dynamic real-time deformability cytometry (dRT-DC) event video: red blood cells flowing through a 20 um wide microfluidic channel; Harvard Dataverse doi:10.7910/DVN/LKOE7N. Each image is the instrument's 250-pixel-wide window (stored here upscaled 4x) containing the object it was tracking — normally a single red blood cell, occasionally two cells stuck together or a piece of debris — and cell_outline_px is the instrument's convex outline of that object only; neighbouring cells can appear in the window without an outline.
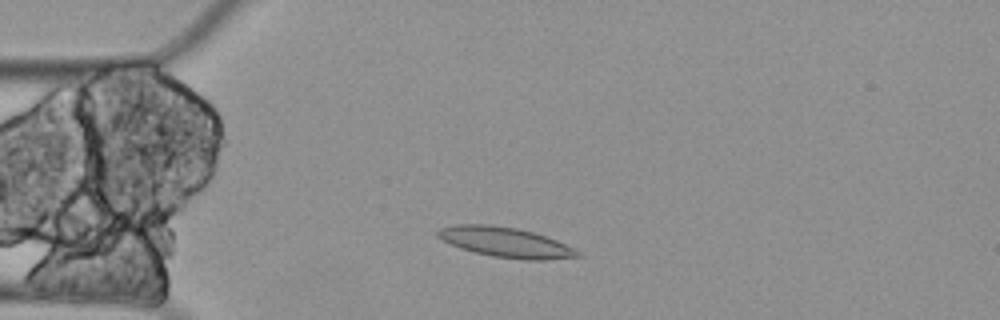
{"species": "Egyptian fruit bat (a non-hibernating species)", "species_latin": "Rousettus aegyptiacus", "temperature_condition": "cold", "stored_images_in_passage": 5, "camera_frame_rate_fps": 3000, "um_per_image_px": 0.085, "animal": {"sex": "female"}, "frame": {"image": 1, "passage_image": 3, "time_ms": 0.667, "image_size_px": [1000, 320], "cell_outline_px": [[580, 256], [544, 260], [524, 260], [492, 256], [460, 248], [436, 236], [436, 232], [440, 228], [456, 224], [488, 224], [516, 228], [532, 232], [556, 240], [580, 252]], "centroid_in_image_um": [42.94, 20.59], "position_along_channel_um": 42.1, "area_um2": 24.1}}
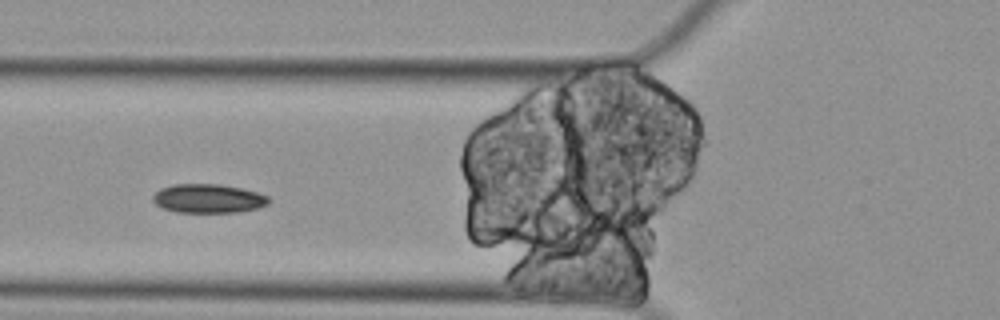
{"frame": {"image": 2, "passage_image": 5, "time_ms": 1.333, "image_size_px": [1000, 320], "cell_outline_px": [[272, 200], [268, 204], [256, 208], [236, 212], [176, 212], [164, 208], [156, 204], [152, 200], [152, 196], [160, 188], [172, 184], [220, 184], [240, 188], [256, 192], [268, 196]], "centroid_in_image_um": [17.69, 16.86], "position_along_channel_um": 108.1, "area_um2": 19.48}}